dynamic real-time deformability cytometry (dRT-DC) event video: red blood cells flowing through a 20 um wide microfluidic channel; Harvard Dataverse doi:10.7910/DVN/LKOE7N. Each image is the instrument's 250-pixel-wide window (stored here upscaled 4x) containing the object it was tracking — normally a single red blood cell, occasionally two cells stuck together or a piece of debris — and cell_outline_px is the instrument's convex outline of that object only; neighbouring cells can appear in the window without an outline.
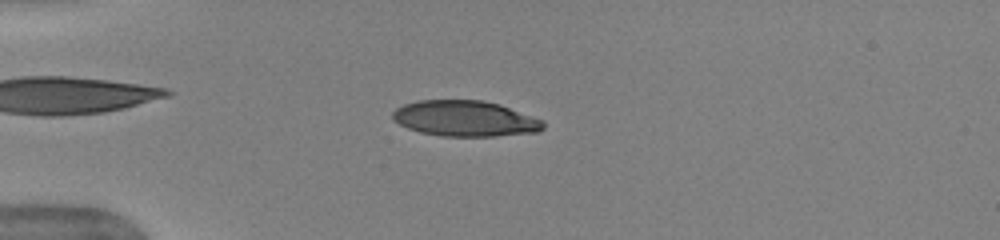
{"species": "human", "species_latin": "Homo sapiens", "temperature_condition": "warm", "stored_images_in_passage": 15, "camera_frame_rate_fps": 3000, "um_per_image_px": 0.085, "donor": {"sex": "female"}, "frame": {"image": 1, "passage_image": 11, "time_ms": 3.333, "image_size_px": [1000, 240], "cell_outline_px": [[544, 128], [536, 132], [496, 136], [444, 136], [420, 132], [408, 128], [392, 120], [392, 112], [396, 108], [404, 104], [416, 100], [484, 100], [500, 104], [544, 120]], "centroid_in_image_um": [39.53, 10.07], "position_along_channel_um": 45.5, "area_um2": 31.5}}
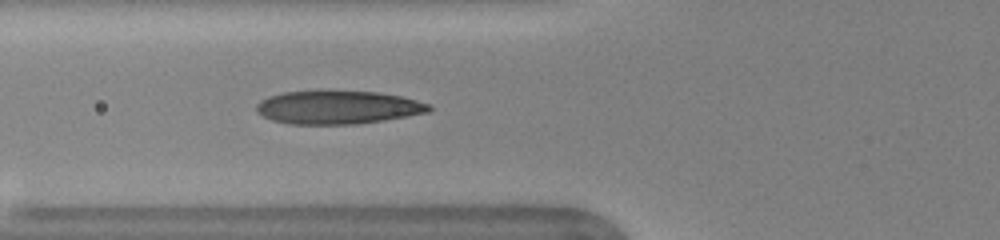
{"frame": {"image": 2, "passage_image": 15, "time_ms": 4.667, "image_size_px": [1000, 240], "cell_outline_px": [[432, 108], [428, 112], [408, 116], [384, 120], [356, 124], [288, 124], [272, 120], [256, 112], [256, 104], [260, 100], [268, 96], [284, 92], [376, 92], [400, 96], [432, 104]], "centroid_in_image_um": [28.71, 9.14], "position_along_channel_um": 97.1, "area_um2": 33.18}}